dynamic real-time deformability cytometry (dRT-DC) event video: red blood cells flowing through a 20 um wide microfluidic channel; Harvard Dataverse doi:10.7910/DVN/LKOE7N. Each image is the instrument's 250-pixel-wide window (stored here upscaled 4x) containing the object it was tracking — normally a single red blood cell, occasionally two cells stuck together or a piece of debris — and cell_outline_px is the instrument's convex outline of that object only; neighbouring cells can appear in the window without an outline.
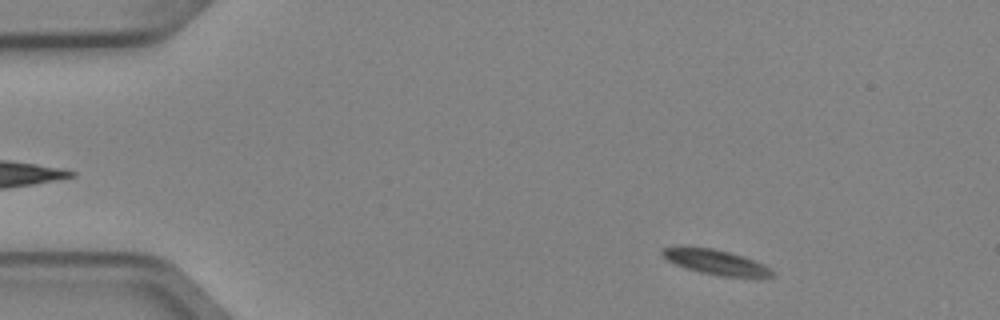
{"species": "Egyptian fruit bat (a non-hibernating species)", "species_latin": "Rousettus aegyptiacus", "temperature_condition": "cold", "stored_images_in_passage": 3, "camera_frame_rate_fps": 3000, "um_per_image_px": 0.085, "animal": {"sex": "female"}, "frame": {"image": 1, "passage_image": 1, "time_ms": 0.0, "image_size_px": [1000, 320], "cell_outline_px": [[776, 276], [720, 276], [700, 272], [676, 264], [668, 260], [660, 252], [660, 248], [680, 244], [712, 248], [744, 256], [764, 264], [772, 268], [776, 272]], "centroid_in_image_um": [60.8, 22.23], "position_along_channel_um": 24.2, "area_um2": 16.24}}